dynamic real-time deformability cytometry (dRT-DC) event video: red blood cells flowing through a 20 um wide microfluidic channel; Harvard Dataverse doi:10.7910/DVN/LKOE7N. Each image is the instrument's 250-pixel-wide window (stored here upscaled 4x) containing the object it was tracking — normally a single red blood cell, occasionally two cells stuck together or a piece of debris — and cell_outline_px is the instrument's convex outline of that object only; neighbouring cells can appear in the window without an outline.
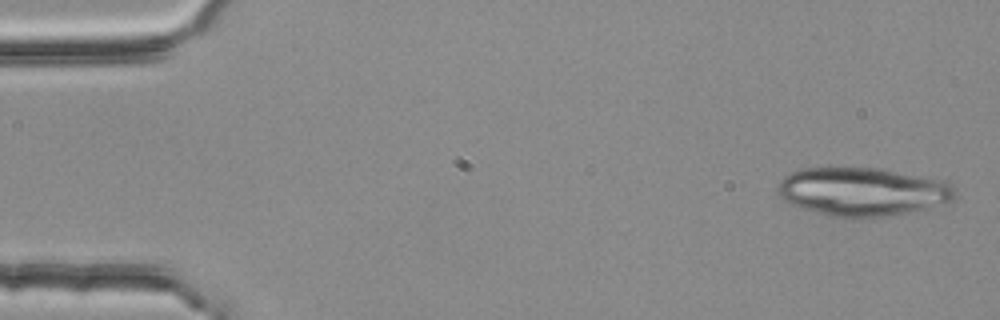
{"species": "common noctule bat (a hibernating species)", "species_latin": "Nyctalus noctula", "temperature_condition": "room temperature", "stored_images_in_passage": 5, "camera_frame_rate_fps": 3000, "um_per_image_px": 0.085, "animal": {"sex": "female", "body_mass_g": 25.1}, "frame": {"image": 1, "passage_image": 5, "time_ms": 1.333, "image_size_px": [1000, 320], "cell_outline_px": [[956, 196], [952, 200], [896, 216], [852, 220], [832, 216], [792, 204], [784, 200], [776, 192], [776, 188], [780, 180], [784, 176], [792, 172], [804, 168], [884, 168], [944, 180], [952, 184], [956, 188]], "centroid_in_image_um": [73.34, 16.3], "position_along_channel_um": 11.7, "area_um2": 50.69}}